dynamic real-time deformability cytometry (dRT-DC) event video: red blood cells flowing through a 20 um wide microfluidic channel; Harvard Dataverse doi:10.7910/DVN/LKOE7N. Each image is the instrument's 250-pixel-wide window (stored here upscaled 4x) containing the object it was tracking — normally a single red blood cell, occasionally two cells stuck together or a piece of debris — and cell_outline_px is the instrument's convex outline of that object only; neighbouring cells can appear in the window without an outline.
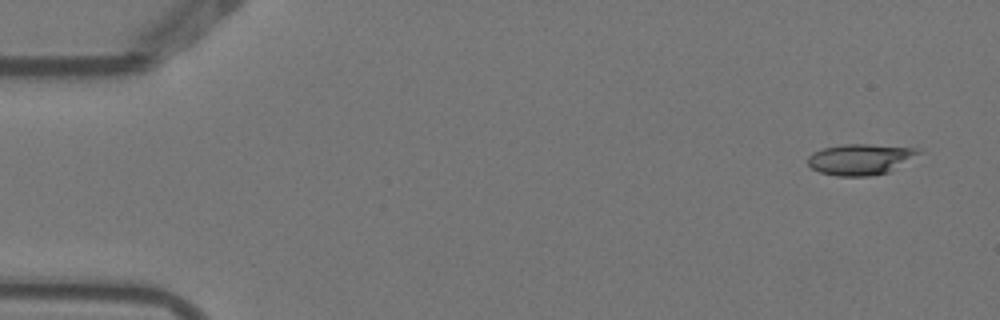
{"species": "Egyptian fruit bat (a non-hibernating species)", "species_latin": "Rousettus aegyptiacus", "temperature_condition": "warm", "stored_images_in_passage": 7, "camera_frame_rate_fps": 3000, "um_per_image_px": 0.085, "animal": {"sex": "female"}, "frame": {"image": 1, "passage_image": 1, "time_ms": 0.0, "image_size_px": [1000, 320], "cell_outline_px": [[920, 152], [888, 172], [872, 176], [836, 176], [820, 172], [812, 168], [808, 164], [808, 156], [812, 152], [824, 148], [840, 144], [868, 144], [916, 148]], "centroid_in_image_um": [73.05, 13.54], "position_along_channel_um": 12.0, "area_um2": 19.65}}
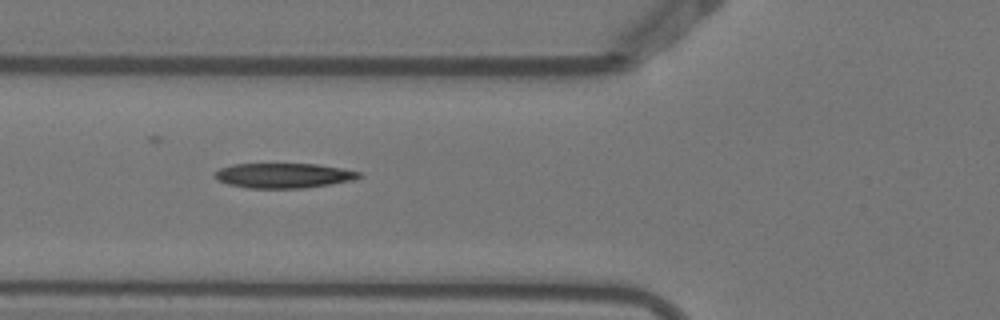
{"frame": {"image": 2, "passage_image": 6, "time_ms": 1.667, "image_size_px": [1000, 320], "cell_outline_px": [[364, 176], [352, 180], [332, 184], [304, 188], [248, 188], [228, 184], [216, 180], [212, 176], [220, 168], [232, 164], [316, 164], [340, 168], [360, 172]], "centroid_in_image_um": [24.08, 14.92], "position_along_channel_um": 101.7, "area_um2": 20.98}}
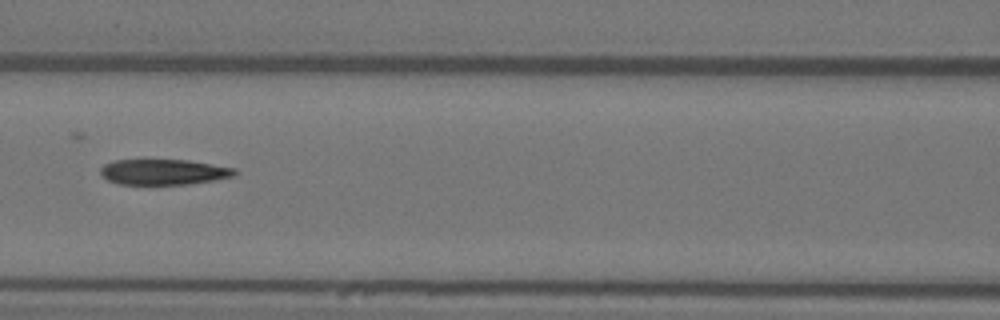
{"frame": {"image": 3, "passage_image": 7, "time_ms": 2.0, "image_size_px": [1000, 320], "cell_outline_px": [[236, 176], [188, 184], [120, 184], [108, 180], [100, 172], [100, 168], [104, 164], [112, 160], [188, 160], [236, 168]], "centroid_in_image_um": [13.91, 14.61], "position_along_channel_um": 152.7, "area_um2": 19.88}}